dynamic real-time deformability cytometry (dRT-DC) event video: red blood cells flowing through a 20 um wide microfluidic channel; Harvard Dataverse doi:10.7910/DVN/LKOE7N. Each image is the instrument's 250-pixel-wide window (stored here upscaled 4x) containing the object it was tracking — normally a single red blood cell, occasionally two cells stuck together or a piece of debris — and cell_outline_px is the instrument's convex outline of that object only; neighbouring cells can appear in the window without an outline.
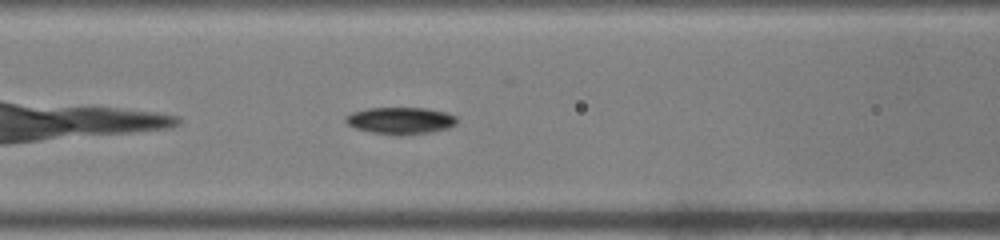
{"species": "common noctule bat (a hibernating species)", "species_latin": "Nyctalus noctula", "temperature_condition": "warm", "stored_images_in_passage": 37, "camera_frame_rate_fps": 3000, "um_per_image_px": 0.085, "animal": {"sex": "male", "body_mass_g": 19.0, "forearm_length_mm": 50.8}, "frame": {"image": 1, "passage_image": 6, "time_ms": 1.667, "image_size_px": [1000, 240], "cell_outline_px": [[456, 124], [448, 128], [432, 132], [400, 136], [396, 136], [372, 132], [356, 128], [348, 124], [344, 120], [352, 112], [368, 108], [424, 108], [444, 112], [456, 116]], "centroid_in_image_um": [34.05, 10.26], "position_along_channel_um": 132.5, "area_um2": 17.4}}